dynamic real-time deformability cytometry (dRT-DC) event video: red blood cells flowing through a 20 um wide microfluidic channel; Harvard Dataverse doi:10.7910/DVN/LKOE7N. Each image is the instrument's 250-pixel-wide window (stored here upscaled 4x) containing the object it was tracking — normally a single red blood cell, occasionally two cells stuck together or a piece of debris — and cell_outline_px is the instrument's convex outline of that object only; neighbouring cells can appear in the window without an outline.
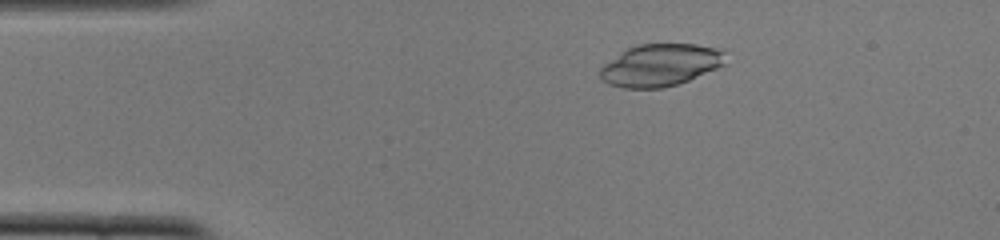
{"species": "common noctule bat (a hibernating species)", "species_latin": "Nyctalus noctula", "temperature_condition": "cold", "stored_images_in_passage": 51, "camera_frame_rate_fps": 3000, "um_per_image_px": 0.085, "animal": {"sex": "female", "body_mass_g": 22.0, "forearm_length_mm": 56.7}, "frame": {"image": 1, "passage_image": 9, "time_ms": 2.667, "image_size_px": [1000, 240], "cell_outline_px": [[728, 64], [688, 80], [664, 88], [624, 88], [608, 84], [600, 80], [600, 68], [604, 64], [628, 48], [636, 44], [696, 44], [724, 48]], "centroid_in_image_um": [56.19, 5.52], "position_along_channel_um": 28.8, "area_um2": 31.21}}